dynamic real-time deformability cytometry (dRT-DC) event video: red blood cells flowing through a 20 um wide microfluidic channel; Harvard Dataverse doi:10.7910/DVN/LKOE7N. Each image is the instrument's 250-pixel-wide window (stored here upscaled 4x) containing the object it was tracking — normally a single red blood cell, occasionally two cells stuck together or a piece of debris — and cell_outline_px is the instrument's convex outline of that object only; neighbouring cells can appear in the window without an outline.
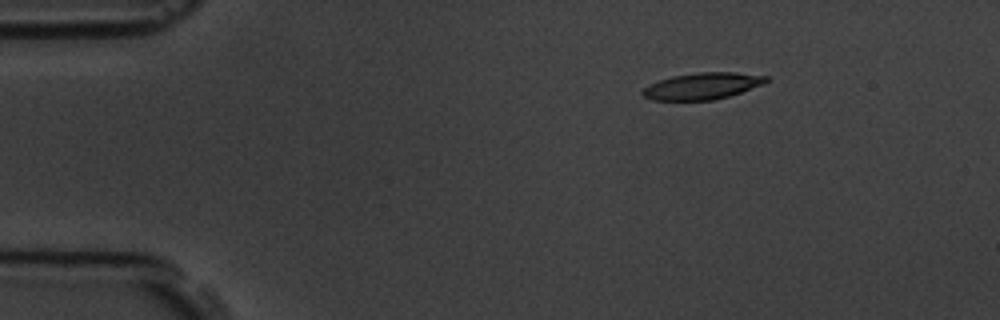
{"species": "common noctule bat (a hibernating species)", "species_latin": "Nyctalus noctula", "temperature_condition": "room temperature", "stored_images_in_passage": 3, "camera_frame_rate_fps": 3000, "um_per_image_px": 0.085, "animal": {"sex": "male", "body_mass_g": 19.5, "forearm_length_mm": 54.6}, "frame": {"image": 1, "passage_image": 1, "time_ms": 0.0, "image_size_px": [1000, 320], "cell_outline_px": [[768, 80], [764, 84], [728, 96], [712, 100], [652, 100], [644, 96], [640, 92], [644, 88], [660, 80], [672, 76], [696, 72], [736, 72], [768, 76]], "centroid_in_image_um": [59.71, 7.3], "position_along_channel_um": 25.3, "area_um2": 19.02}}